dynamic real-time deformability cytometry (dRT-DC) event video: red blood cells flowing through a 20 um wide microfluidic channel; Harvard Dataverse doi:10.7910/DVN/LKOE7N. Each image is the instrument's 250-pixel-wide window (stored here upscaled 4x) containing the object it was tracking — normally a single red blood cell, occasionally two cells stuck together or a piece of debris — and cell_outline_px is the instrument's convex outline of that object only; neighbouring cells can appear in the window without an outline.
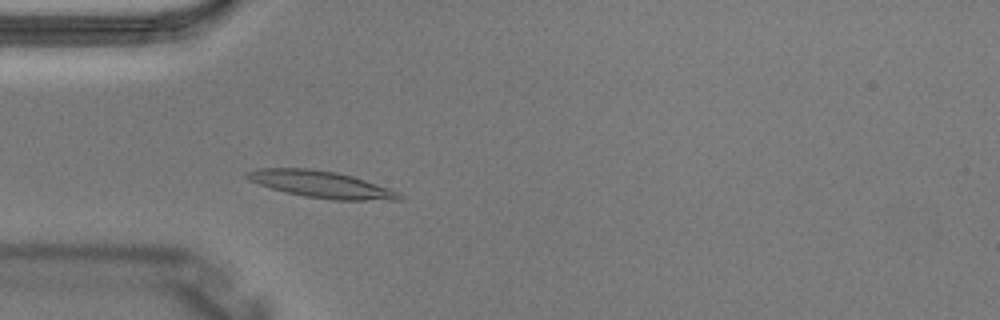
{"species": "Egyptian fruit bat (a non-hibernating species)", "species_latin": "Rousettus aegyptiacus", "temperature_condition": "warm", "stored_images_in_passage": 3, "camera_frame_rate_fps": 3000, "um_per_image_px": 0.085, "animal": {"sex": "male"}, "frame": {"image": 1, "passage_image": 3, "time_ms": 0.667, "image_size_px": [1000, 320], "cell_outline_px": [[404, 200], [332, 200], [304, 196], [272, 188], [248, 180], [244, 176], [244, 172], [256, 168], [308, 168], [336, 172], [352, 176], [400, 192], [404, 196]], "centroid_in_image_um": [27.3, 15.67], "position_along_channel_um": 57.7, "area_um2": 23.76}}